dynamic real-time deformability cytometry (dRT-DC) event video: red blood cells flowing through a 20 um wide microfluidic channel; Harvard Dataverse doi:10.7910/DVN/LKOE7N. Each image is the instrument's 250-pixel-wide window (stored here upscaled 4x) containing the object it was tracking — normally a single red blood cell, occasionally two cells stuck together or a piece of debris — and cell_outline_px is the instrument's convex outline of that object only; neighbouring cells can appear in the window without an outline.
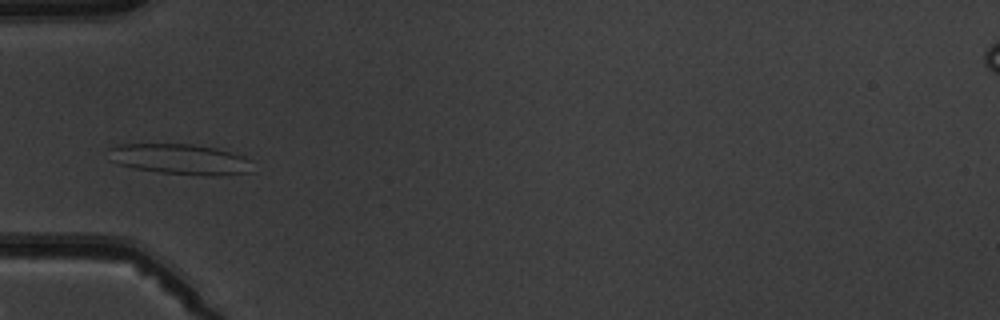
{"species": "common noctule bat (a hibernating species)", "species_latin": "Nyctalus noctula", "temperature_condition": "warm", "stored_images_in_passage": 8, "camera_frame_rate_fps": 3000, "um_per_image_px": 0.085, "animal": {"sex": "male", "body_mass_g": 19.5, "forearm_length_mm": 54.6}, "frame": {"image": 1, "passage_image": 4, "time_ms": 3.667, "image_size_px": [1000, 320], "cell_outline_px": [[252, 160], [248, 172], [220, 176], [204, 176], [160, 172], [136, 168], [120, 164], [108, 160], [108, 148], [116, 144], [192, 144], [216, 148], [244, 156]], "centroid_in_image_um": [15.28, 13.53], "position_along_channel_um": 69.7, "area_um2": 25.66}}
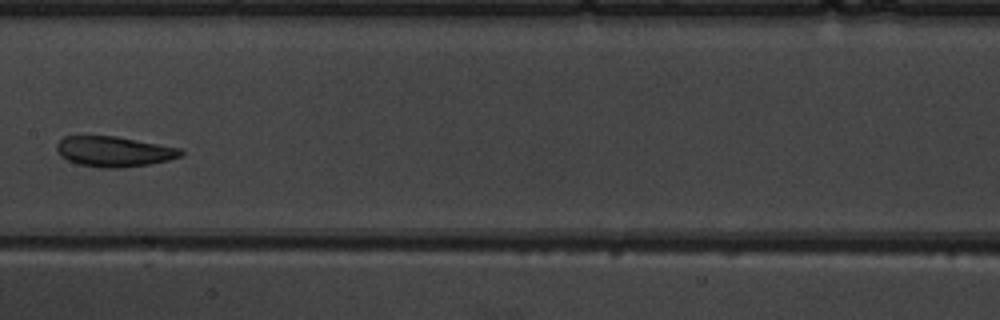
{"frame": {"image": 2, "passage_image": 7, "time_ms": 7.0, "image_size_px": [1000, 320], "cell_outline_px": [[184, 156], [168, 160], [148, 164], [116, 168], [100, 168], [80, 164], [68, 160], [60, 156], [56, 148], [56, 144], [64, 136], [116, 136], [180, 148], [184, 152]], "centroid_in_image_um": [9.69, 12.88], "position_along_channel_um": 197.7, "area_um2": 21.85}}
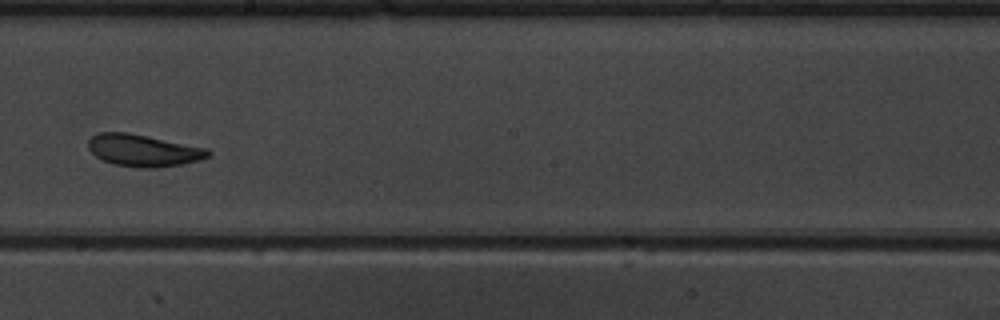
{"frame": {"image": 3, "passage_image": 8, "time_ms": 8.0, "image_size_px": [1000, 320], "cell_outline_px": [[212, 152], [208, 156], [200, 160], [184, 164], [156, 168], [140, 168], [112, 164], [96, 156], [88, 148], [88, 140], [92, 136], [100, 132], [128, 132], [208, 148]], "centroid_in_image_um": [12.2, 12.79], "position_along_channel_um": 236.0, "area_um2": 22.48}}